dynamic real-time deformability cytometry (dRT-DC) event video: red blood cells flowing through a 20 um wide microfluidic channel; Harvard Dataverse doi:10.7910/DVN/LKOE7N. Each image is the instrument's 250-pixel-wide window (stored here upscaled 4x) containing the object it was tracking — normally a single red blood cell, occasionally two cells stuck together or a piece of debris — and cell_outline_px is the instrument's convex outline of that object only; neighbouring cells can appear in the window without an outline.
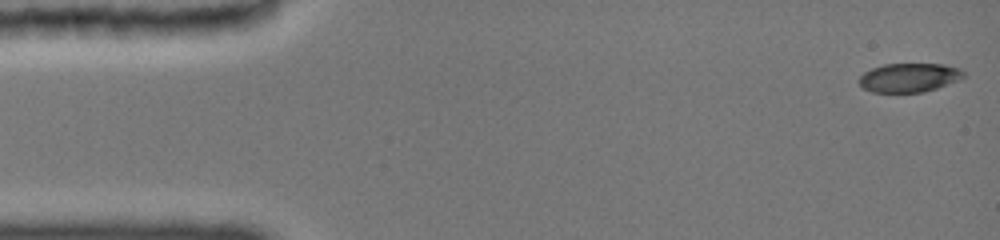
{"species": "common noctule bat (a hibernating species)", "species_latin": "Nyctalus noctula", "temperature_condition": "cold", "stored_images_in_passage": 10, "camera_frame_rate_fps": 3000, "um_per_image_px": 0.085, "animal": {"sex": "female", "body_mass_g": 19.0, "forearm_length_mm": 51.5}, "frame": {"image": 1, "passage_image": 1, "time_ms": 0.0, "image_size_px": [1000, 240], "cell_outline_px": [[964, 76], [960, 80], [924, 92], [872, 92], [864, 88], [856, 80], [864, 72], [872, 68], [884, 64], [944, 64], [960, 68], [964, 72]], "centroid_in_image_um": [77.27, 6.59], "position_along_channel_um": 7.7, "area_um2": 17.69}}
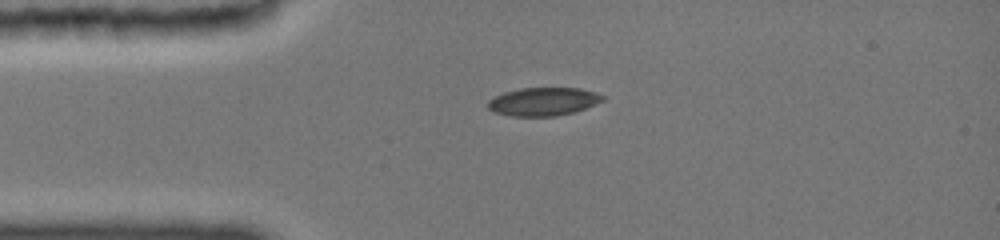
{"frame": {"image": 2, "passage_image": 9, "time_ms": 3.333, "image_size_px": [1000, 240], "cell_outline_px": [[608, 96], [604, 100], [584, 108], [572, 112], [552, 116], [512, 116], [496, 112], [488, 108], [488, 100], [504, 92], [520, 88], [580, 88], [596, 92]], "centroid_in_image_um": [46.21, 8.62], "position_along_channel_um": 38.8, "area_um2": 18.73}}